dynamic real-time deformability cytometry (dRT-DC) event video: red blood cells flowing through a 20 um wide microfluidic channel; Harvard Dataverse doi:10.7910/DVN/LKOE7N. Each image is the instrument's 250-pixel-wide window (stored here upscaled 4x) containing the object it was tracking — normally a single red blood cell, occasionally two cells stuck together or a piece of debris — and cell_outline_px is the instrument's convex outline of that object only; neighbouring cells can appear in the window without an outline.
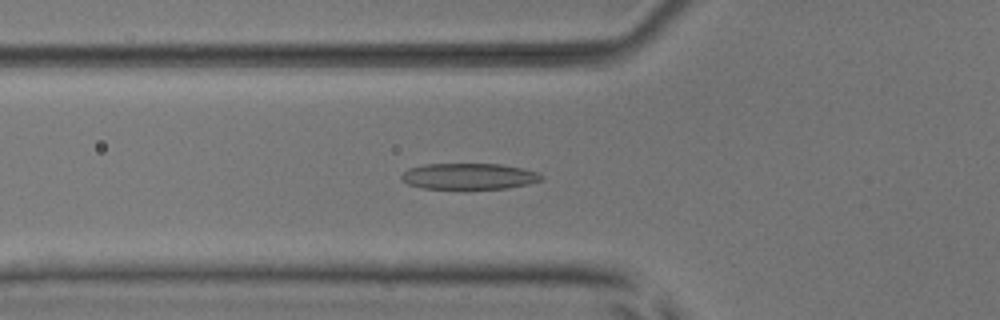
{"species": "common noctule bat (a hibernating species)", "species_latin": "Nyctalus noctula", "temperature_condition": "room temperature", "stored_images_in_passage": 51, "camera_frame_rate_fps": 3000, "um_per_image_px": 0.085, "animal": {"sex": "male", "body_mass_g": 17.9, "forearm_length_mm": 54.2}, "frame": {"image": 1, "passage_image": 18, "time_ms": 5.667, "image_size_px": [1000, 320], "cell_outline_px": [[544, 180], [528, 184], [508, 188], [424, 188], [408, 184], [400, 176], [408, 168], [424, 164], [500, 164], [520, 168], [536, 172], [544, 176]], "centroid_in_image_um": [39.88, 14.98], "position_along_channel_um": 85.9, "area_um2": 21.04}}
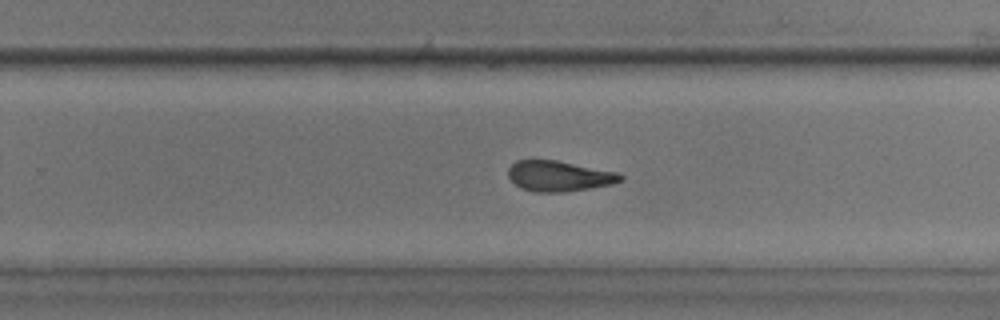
{"frame": {"image": 2, "passage_image": 33, "time_ms": 10.667, "image_size_px": [1000, 320], "cell_outline_px": [[624, 180], [612, 184], [564, 192], [532, 192], [520, 188], [508, 176], [508, 168], [516, 160], [556, 160], [616, 172], [624, 176]], "centroid_in_image_um": [47.5, 14.97], "position_along_channel_um": 282.3, "area_um2": 19.88}}
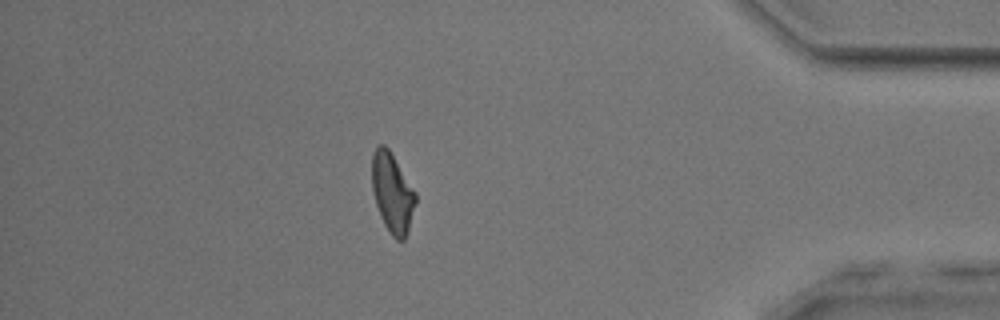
{"frame": {"image": 3, "passage_image": 45, "time_ms": 14.667, "image_size_px": [1000, 320], "cell_outline_px": [[416, 204], [408, 232], [404, 240], [396, 240], [392, 236], [384, 224], [380, 216], [372, 192], [372, 152], [380, 144], [384, 144], [388, 148], [416, 192]], "centroid_in_image_um": [33.35, 16.41], "position_along_channel_um": 401.9, "area_um2": 20.29}, "authors_computed_cell_mechanics": {"area_um2": 21.097, "velocity_mm_per_s": 3.9357, "shape_relaxation_time_tau1_ms": 3.8148, "shape_relaxation_time_tau2_ms": 2.3408, "deformation_change_tau1": 0.1554, "deformation_change_tau2": 0.1129}}